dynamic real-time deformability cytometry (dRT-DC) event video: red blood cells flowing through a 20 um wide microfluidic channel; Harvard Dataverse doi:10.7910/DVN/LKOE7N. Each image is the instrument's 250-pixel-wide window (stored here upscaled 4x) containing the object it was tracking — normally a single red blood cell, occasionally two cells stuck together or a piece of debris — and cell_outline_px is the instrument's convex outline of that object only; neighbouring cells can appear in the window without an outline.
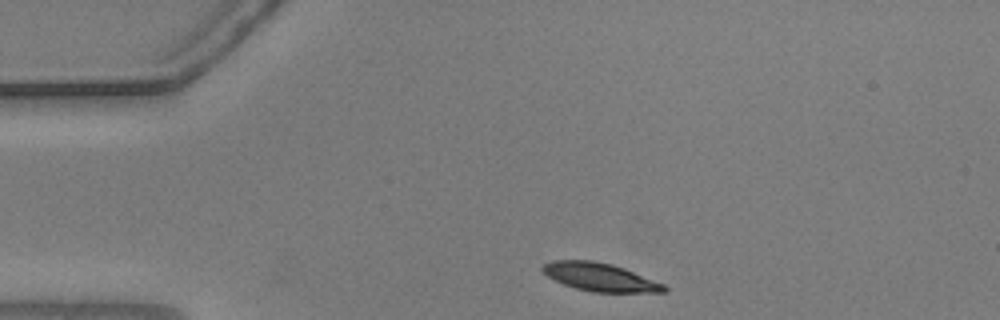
{"species": "common noctule bat (a hibernating species)", "species_latin": "Nyctalus noctula", "temperature_condition": "warm", "stored_images_in_passage": 46, "camera_frame_rate_fps": 3000, "um_per_image_px": 0.085, "animal": {"sex": "male", "body_mass_g": 20.5, "forearm_length_mm": 52.5}, "frame": {"image": 1, "passage_image": 2, "time_ms": 0.333, "image_size_px": [1000, 320], "cell_outline_px": [[668, 288], [664, 292], [592, 292], [576, 288], [564, 284], [548, 276], [540, 268], [544, 264], [552, 260], [592, 260], [612, 264], [624, 268], [664, 284]], "centroid_in_image_um": [50.99, 23.54], "position_along_channel_um": 34.0, "area_um2": 19.77}}
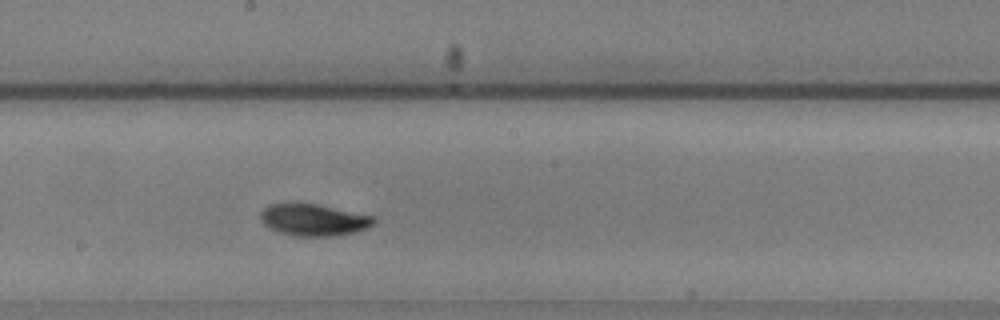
{"frame": {"image": 2, "passage_image": 21, "time_ms": 6.667, "image_size_px": [1000, 320], "cell_outline_px": [[376, 220], [368, 228], [356, 232], [332, 236], [292, 236], [276, 232], [268, 228], [260, 220], [260, 212], [268, 204], [316, 204], [376, 216]], "centroid_in_image_um": [26.65, 18.7], "position_along_channel_um": 221.6, "area_um2": 21.15}}
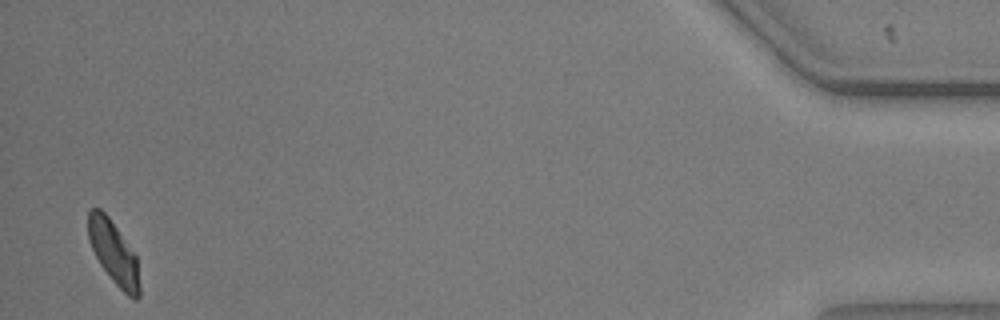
{"frame": {"image": 3, "passage_image": 45, "time_ms": 14.667, "image_size_px": [1000, 320], "cell_outline_px": [[140, 296], [136, 300], [128, 296], [112, 280], [100, 264], [88, 240], [88, 212], [92, 208], [100, 208], [108, 216], [136, 256], [140, 288]], "centroid_in_image_um": [9.65, 21.48], "position_along_channel_um": 425.5, "area_um2": 18.61}, "authors_computed_cell_mechanics": {"area_um2": 20.2878, "velocity_mm_per_s": 3.6416, "shape_relaxation_time_tau1_ms": 2.118, "shape_relaxation_time_tau2_ms": 6.5411, "deformation_change_tau1": 0.1357, "deformation_change_tau2": 0.072}}